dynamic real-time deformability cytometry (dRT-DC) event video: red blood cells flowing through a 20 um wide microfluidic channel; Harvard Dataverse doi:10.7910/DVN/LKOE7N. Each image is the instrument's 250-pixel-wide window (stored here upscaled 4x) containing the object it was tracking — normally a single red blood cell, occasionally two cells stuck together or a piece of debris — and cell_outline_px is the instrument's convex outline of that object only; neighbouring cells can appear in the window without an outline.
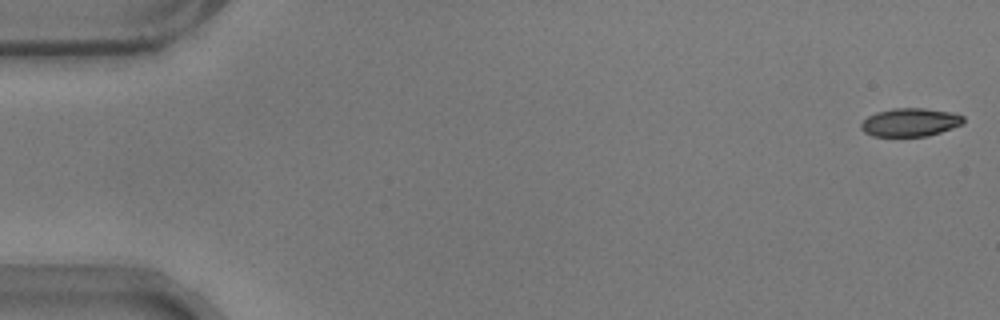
{"species": "common noctule bat (a hibernating species)", "species_latin": "Nyctalus noctula", "temperature_condition": "warm", "stored_images_in_passage": 57, "camera_frame_rate_fps": 3000, "um_per_image_px": 0.085, "animal": {"sex": "male", "body_mass_g": 17.9}, "frame": {"image": 1, "passage_image": 1, "time_ms": 0.0, "image_size_px": [1000, 320], "cell_outline_px": [[964, 124], [928, 136], [872, 136], [864, 132], [860, 128], [860, 124], [868, 116], [876, 112], [892, 108], [924, 108], [952, 112], [964, 116]], "centroid_in_image_um": [77.37, 10.39], "position_along_channel_um": 7.6, "area_um2": 16.99}}
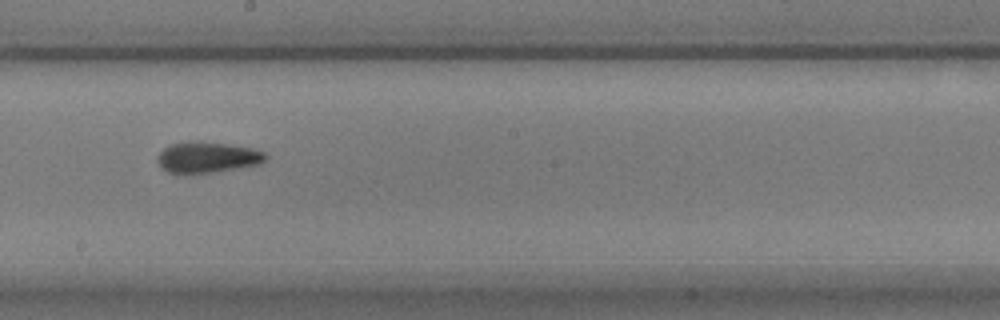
{"frame": {"image": 2, "passage_image": 32, "time_ms": 10.333, "image_size_px": [1000, 320], "cell_outline_px": [[268, 156], [260, 164], [212, 172], [184, 176], [176, 176], [160, 168], [156, 160], [160, 152], [164, 148], [172, 144], [188, 140], [196, 140], [252, 148], [264, 152]], "centroid_in_image_um": [17.53, 13.4], "position_along_channel_um": 230.7, "area_um2": 20.0}}
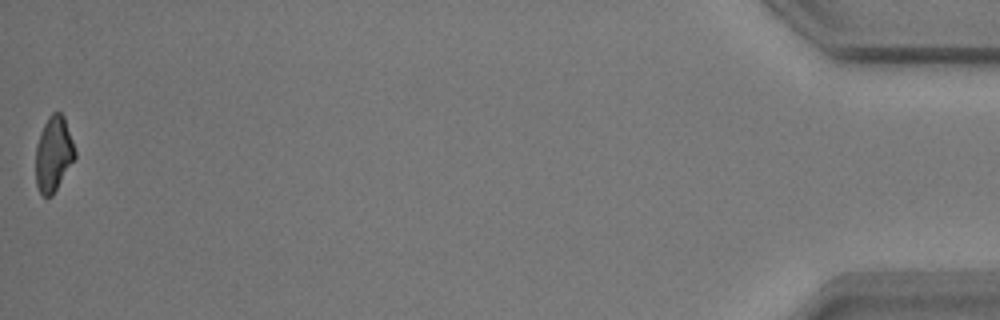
{"frame": {"image": 3, "passage_image": 57, "time_ms": 18.667, "image_size_px": [1000, 320], "cell_outline_px": [[76, 156], [52, 196], [44, 196], [40, 192], [36, 184], [36, 144], [40, 132], [48, 116], [52, 112], [60, 112], [64, 116], [76, 152]], "centroid_in_image_um": [4.54, 13.06], "position_along_channel_um": 430.7, "area_um2": 17.05}, "authors_computed_cell_mechanics": {"area_um2": 18.1492, "velocity_mm_per_s": 3.5424, "shape_relaxation_time_tau1_ms": 6.6593, "shape_relaxation_time_tau2_ms": 1.7576, "deformation_change_tau1": 0.1826, "deformation_change_tau2": 0.0852}}